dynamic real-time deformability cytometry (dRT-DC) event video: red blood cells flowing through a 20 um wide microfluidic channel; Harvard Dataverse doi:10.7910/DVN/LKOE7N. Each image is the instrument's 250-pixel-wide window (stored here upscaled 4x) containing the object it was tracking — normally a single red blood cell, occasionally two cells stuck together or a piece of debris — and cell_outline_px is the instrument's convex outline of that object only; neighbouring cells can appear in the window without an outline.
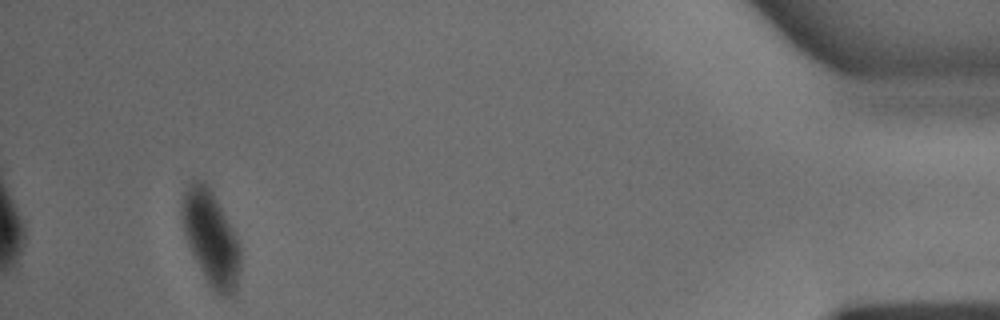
{"species": "common noctule bat (a hibernating species)", "species_latin": "Nyctalus noctula", "temperature_condition": "warm", "stored_images_in_passage": 35, "camera_frame_rate_fps": 3000, "um_per_image_px": 0.085, "animal": {"sex": "male", "body_mass_g": 15.6}, "frame": {"image": 1, "passage_image": 33, "time_ms": 10.667, "image_size_px": [1000, 320], "cell_outline_px": [[240, 268], [236, 288], [232, 296], [224, 296], [216, 292], [208, 284], [188, 244], [184, 232], [180, 216], [180, 208], [184, 192], [188, 184], [192, 180], [204, 180], [208, 184], [232, 228], [240, 244]], "centroid_in_image_um": [17.91, 20.2], "position_along_channel_um": 417.3, "area_um2": 32.02}}